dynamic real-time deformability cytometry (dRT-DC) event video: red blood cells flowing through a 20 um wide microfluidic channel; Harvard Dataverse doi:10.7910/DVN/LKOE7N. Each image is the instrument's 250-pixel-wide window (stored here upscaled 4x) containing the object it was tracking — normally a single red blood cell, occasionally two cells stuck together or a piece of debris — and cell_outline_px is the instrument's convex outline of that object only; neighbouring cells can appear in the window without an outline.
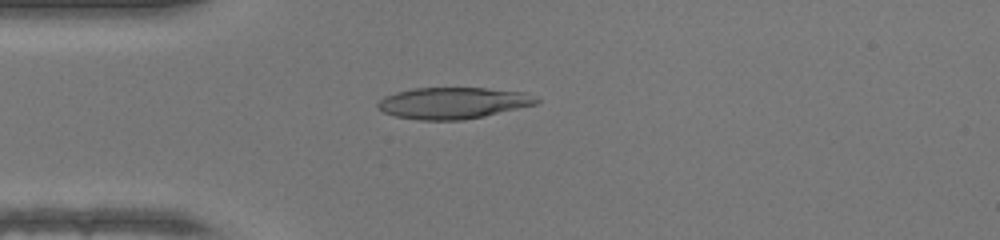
{"species": "human", "species_latin": "Homo sapiens", "temperature_condition": "warm", "stored_images_in_passage": 47, "camera_frame_rate_fps": 3000, "um_per_image_px": 0.085, "donor": {"sex": "female"}, "frame": {"image": 1, "passage_image": 12, "time_ms": 3.667, "image_size_px": [1000, 240], "cell_outline_px": [[540, 100], [536, 104], [484, 116], [464, 120], [420, 120], [396, 116], [384, 112], [376, 108], [376, 104], [384, 96], [396, 92], [416, 88], [484, 88], [524, 92]], "centroid_in_image_um": [38.47, 8.76], "position_along_channel_um": 46.5, "area_um2": 28.9}}
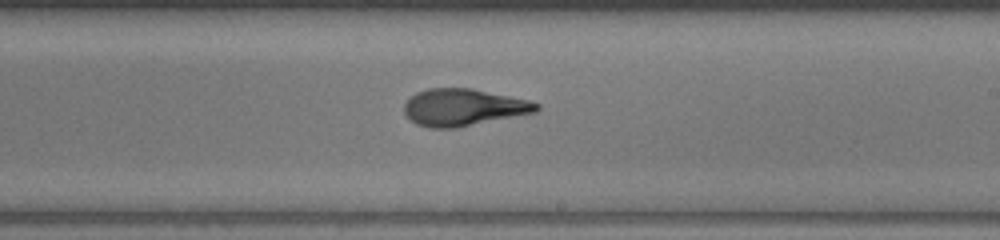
{"frame": {"image": 2, "passage_image": 27, "time_ms": 8.667, "image_size_px": [1000, 240], "cell_outline_px": [[540, 108], [536, 112], [456, 128], [428, 128], [416, 124], [404, 112], [404, 104], [416, 92], [428, 88], [472, 88], [528, 100], [540, 104]], "centroid_in_image_um": [39.39, 9.12], "position_along_channel_um": 249.6, "area_um2": 28.44}}
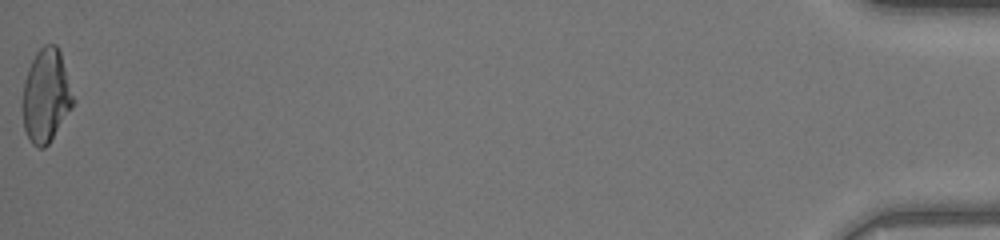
{"frame": {"image": 3, "passage_image": 47, "time_ms": 15.333, "image_size_px": [1000, 240], "cell_outline_px": [[76, 100], [72, 108], [48, 144], [44, 148], [36, 148], [32, 144], [24, 128], [24, 80], [28, 68], [36, 52], [44, 44], [56, 44], [60, 52]], "centroid_in_image_um": [3.94, 8.13], "position_along_channel_um": 431.3, "area_um2": 27.34}, "authors_computed_cell_mechanics": {"area_um2": 28.5532, "velocity_mm_per_s": 4.3584, "shape_relaxation_time_tau1_ms": null, "shape_relaxation_time_tau2_ms": 1.1159, "deformation_change_tau1": null, "deformation_change_tau2": 0.0797}}